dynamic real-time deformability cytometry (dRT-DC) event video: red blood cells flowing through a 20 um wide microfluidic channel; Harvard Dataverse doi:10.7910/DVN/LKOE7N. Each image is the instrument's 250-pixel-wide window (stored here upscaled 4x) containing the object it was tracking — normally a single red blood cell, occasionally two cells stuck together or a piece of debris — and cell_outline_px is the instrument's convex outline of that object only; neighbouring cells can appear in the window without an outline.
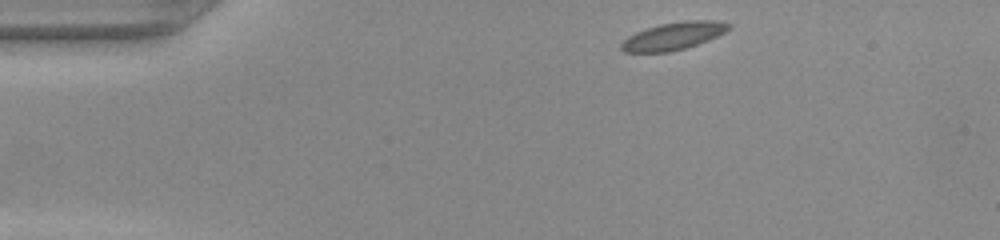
{"species": "common noctule bat (a hibernating species)", "species_latin": "Nyctalus noctula", "temperature_condition": "warm", "stored_images_in_passage": 42, "camera_frame_rate_fps": 3000, "um_per_image_px": 0.085, "animal": {"sex": "female", "body_mass_g": 22.0, "forearm_length_mm": 56.7}, "frame": {"image": 1, "passage_image": 1, "time_ms": 0.0, "image_size_px": [1000, 240], "cell_outline_px": [[732, 28], [708, 40], [684, 48], [668, 52], [624, 52], [620, 48], [620, 44], [628, 36], [636, 32], [660, 24], [684, 20], [716, 20], [732, 24]], "centroid_in_image_um": [57.26, 3.05], "position_along_channel_um": 27.7, "area_um2": 17.17}}
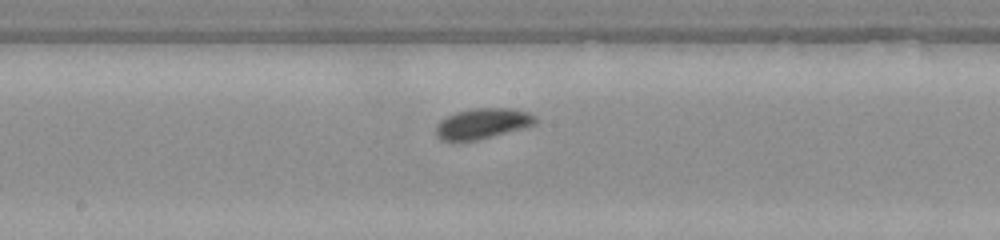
{"frame": {"image": 2, "passage_image": 19, "time_ms": 6.0, "image_size_px": [1000, 240], "cell_outline_px": [[536, 124], [524, 128], [476, 140], [440, 140], [436, 136], [436, 124], [440, 120], [456, 112], [472, 108], [512, 108], [528, 112], [536, 116]], "centroid_in_image_um": [41.02, 10.49], "position_along_channel_um": 207.2, "area_um2": 17.63}}
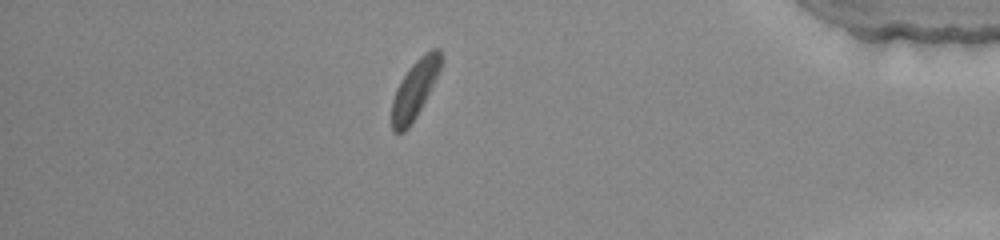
{"frame": {"image": 3, "passage_image": 36, "time_ms": 11.667, "image_size_px": [1000, 240], "cell_outline_px": [[444, 60], [416, 116], [408, 128], [404, 132], [392, 132], [392, 100], [396, 88], [408, 68], [420, 56], [432, 48], [440, 48]], "centroid_in_image_um": [35.25, 7.55], "position_along_channel_um": 400.0, "area_um2": 16.36}}